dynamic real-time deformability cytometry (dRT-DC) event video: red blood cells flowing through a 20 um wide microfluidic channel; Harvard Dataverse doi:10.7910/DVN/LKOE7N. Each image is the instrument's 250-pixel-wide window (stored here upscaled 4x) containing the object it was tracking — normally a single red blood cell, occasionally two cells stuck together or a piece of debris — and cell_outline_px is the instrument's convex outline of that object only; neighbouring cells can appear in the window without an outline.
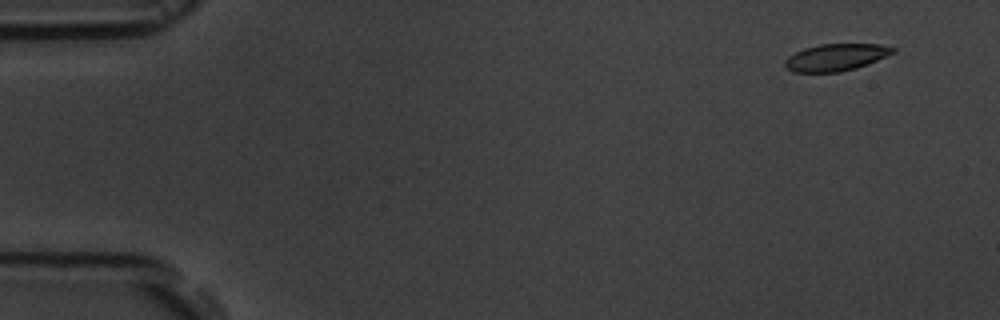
{"species": "common noctule bat (a hibernating species)", "species_latin": "Nyctalus noctula", "temperature_condition": "room temperature", "stored_images_in_passage": 5, "camera_frame_rate_fps": 3000, "um_per_image_px": 0.085, "animal": {"sex": "male", "body_mass_g": 19.5, "forearm_length_mm": 54.6}, "frame": {"image": 1, "passage_image": 1, "time_ms": 0.0, "image_size_px": [1000, 320], "cell_outline_px": [[896, 52], [868, 64], [856, 68], [840, 72], [792, 72], [784, 68], [784, 60], [788, 56], [804, 48], [820, 44], [880, 44], [896, 48]], "centroid_in_image_um": [71.04, 4.88], "position_along_channel_um": 14.0, "area_um2": 17.17}}